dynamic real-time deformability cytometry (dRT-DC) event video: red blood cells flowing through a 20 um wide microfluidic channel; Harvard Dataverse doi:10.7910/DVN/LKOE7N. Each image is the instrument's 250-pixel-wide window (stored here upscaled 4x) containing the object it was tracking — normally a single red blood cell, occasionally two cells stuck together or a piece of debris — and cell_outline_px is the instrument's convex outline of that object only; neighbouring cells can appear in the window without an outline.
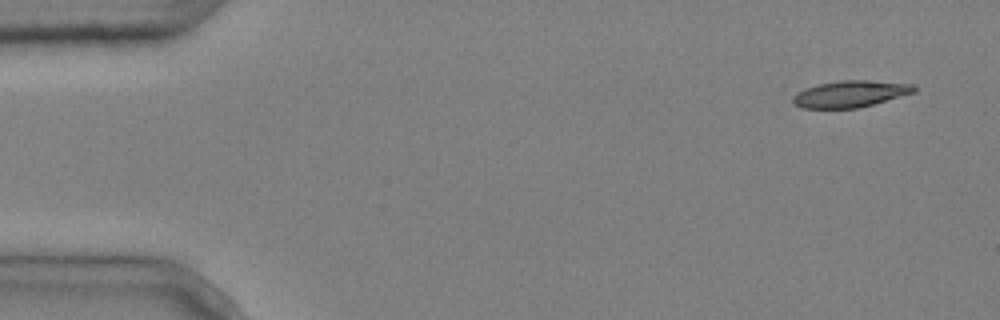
{"species": "common noctule bat (a hibernating species)", "species_latin": "Nyctalus noctula", "temperature_condition": "cold", "stored_images_in_passage": 6, "camera_frame_rate_fps": 3000, "um_per_image_px": 0.085, "animal": {"sex": "male", "body_mass_g": 20.4}, "frame": {"image": 1, "passage_image": 1, "time_ms": 0.0, "image_size_px": [1000, 320], "cell_outline_px": [[916, 92], [872, 104], [856, 108], [800, 108], [792, 104], [792, 96], [796, 92], [804, 88], [820, 84], [840, 80], [864, 80], [916, 84]], "centroid_in_image_um": [72.24, 7.98], "position_along_channel_um": 12.8, "area_um2": 18.84}}
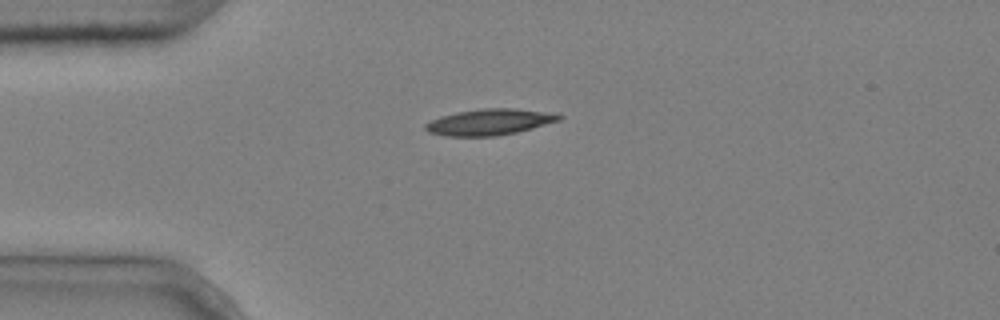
{"frame": {"image": 2, "passage_image": 4, "time_ms": 1.0, "image_size_px": [1000, 320], "cell_outline_px": [[564, 116], [560, 120], [532, 128], [516, 132], [496, 136], [444, 136], [428, 132], [424, 128], [424, 124], [440, 116], [456, 112], [480, 108], [516, 108], [560, 112]], "centroid_in_image_um": [41.66, 10.35], "position_along_channel_um": 43.3, "area_um2": 20.75}}